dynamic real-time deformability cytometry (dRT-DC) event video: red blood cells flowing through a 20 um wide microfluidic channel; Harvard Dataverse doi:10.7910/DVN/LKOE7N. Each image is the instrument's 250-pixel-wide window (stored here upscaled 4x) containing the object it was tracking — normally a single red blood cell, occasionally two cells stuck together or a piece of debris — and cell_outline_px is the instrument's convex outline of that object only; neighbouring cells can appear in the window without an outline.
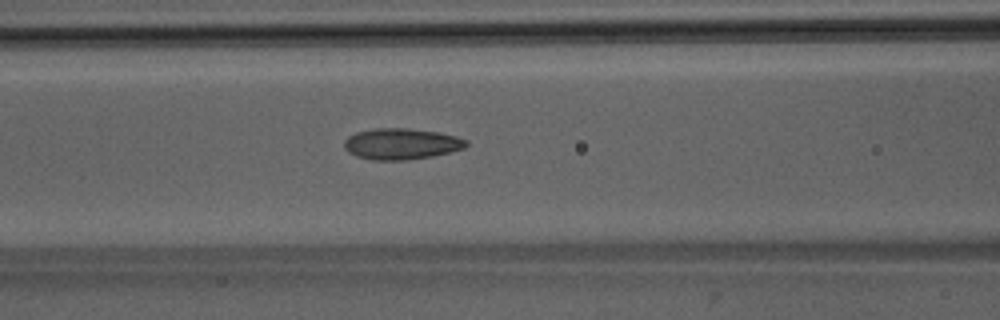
{"species": "Egyptian fruit bat (a non-hibernating species)", "species_latin": "Rousettus aegyptiacus", "temperature_condition": "room temperature", "stored_images_in_passage": 33, "camera_frame_rate_fps": 3000, "um_per_image_px": 0.085, "animal": {"sex": "male"}, "frame": {"image": 1, "passage_image": 10, "time_ms": 3.0, "image_size_px": [1000, 320], "cell_outline_px": [[468, 144], [464, 148], [452, 152], [432, 156], [408, 160], [372, 160], [356, 156], [348, 152], [344, 148], [344, 140], [348, 136], [356, 132], [376, 128], [408, 128], [436, 132], [456, 136], [468, 140]], "centroid_in_image_um": [34.11, 12.23], "position_along_channel_um": 132.5, "area_um2": 22.25}}
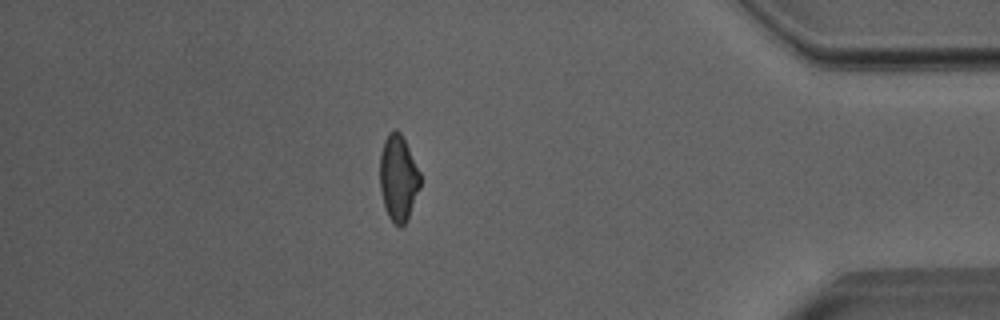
{"frame": {"image": 2, "passage_image": 33, "time_ms": 10.667, "image_size_px": [1000, 320], "cell_outline_px": [[420, 188], [408, 220], [400, 228], [388, 216], [384, 204], [380, 188], [380, 152], [384, 140], [388, 132], [396, 128], [400, 132], [420, 172]], "centroid_in_image_um": [33.85, 15.13], "position_along_channel_um": 401.3, "area_um2": 20.23}, "authors_computed_cell_mechanics": {"area_um2": 20.9814, "velocity_mm_per_s": 4.018, "shape_relaxation_time_tau1_ms": 5.642, "shape_relaxation_time_tau2_ms": 1.8001, "deformation_change_tau1": 0.1503, "deformation_change_tau2": 0.1013}}